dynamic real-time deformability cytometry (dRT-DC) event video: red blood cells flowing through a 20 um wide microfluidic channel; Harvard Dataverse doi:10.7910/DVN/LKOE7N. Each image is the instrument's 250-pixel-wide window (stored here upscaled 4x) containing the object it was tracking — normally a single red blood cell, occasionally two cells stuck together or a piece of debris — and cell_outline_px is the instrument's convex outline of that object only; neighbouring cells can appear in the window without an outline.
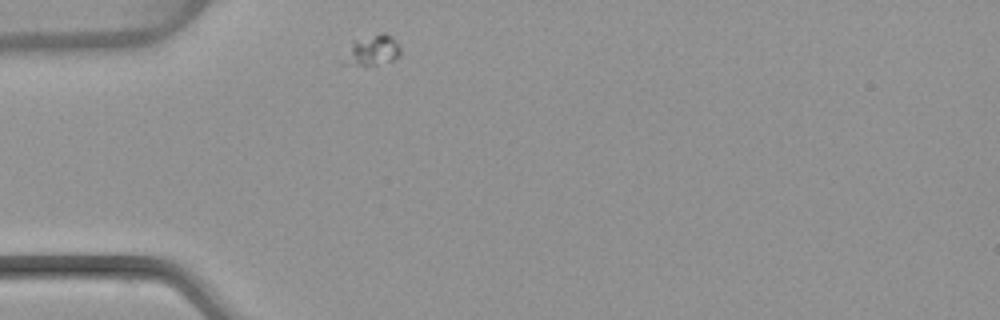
{"species": "common noctule bat (a hibernating species)", "species_latin": "Nyctalus noctula", "temperature_condition": "warm", "stored_images_in_passage": 35, "camera_frame_rate_fps": 3000, "um_per_image_px": 0.085, "animal": {"sex": "female", "body_mass_g": 22.7, "forearm_length_mm": 54.2}, "frame": {"image": 1, "passage_image": 1, "time_ms": 0.0, "image_size_px": [1000, 320], "cell_outline_px": [[400, 56], [392, 60], [364, 68], [340, 64], [352, 40], [380, 32], [384, 32], [392, 36], [400, 48]], "centroid_in_image_um": [31.57, 4.31], "position_along_channel_um": 53.4, "area_um2": 10.64}}